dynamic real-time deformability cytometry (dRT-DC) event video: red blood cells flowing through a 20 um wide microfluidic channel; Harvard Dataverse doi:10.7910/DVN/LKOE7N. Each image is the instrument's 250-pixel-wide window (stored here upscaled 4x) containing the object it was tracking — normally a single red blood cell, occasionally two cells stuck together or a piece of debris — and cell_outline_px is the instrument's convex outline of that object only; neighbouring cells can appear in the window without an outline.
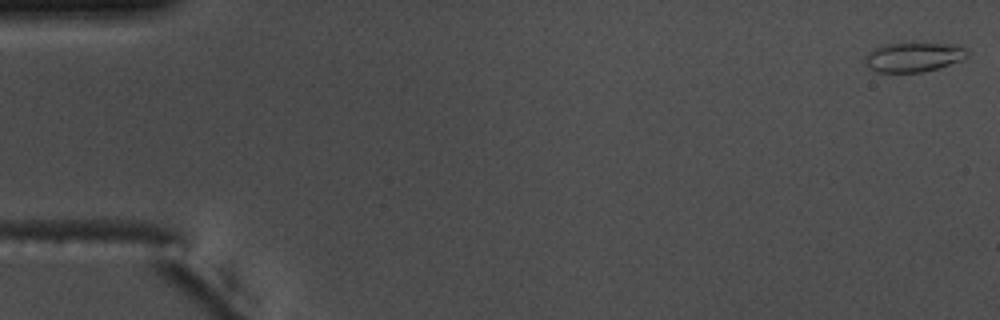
{"species": "common noctule bat (a hibernating species)", "species_latin": "Nyctalus noctula", "temperature_condition": "warm", "stored_images_in_passage": 54, "camera_frame_rate_fps": 3000, "um_per_image_px": 0.085, "animal": {"sex": "male", "body_mass_g": 17.5, "forearm_length_mm": 52.3}, "frame": {"image": 1, "passage_image": 1, "time_ms": 0.0, "image_size_px": [1000, 320], "cell_outline_px": [[968, 56], [964, 60], [940, 68], [920, 72], [876, 72], [868, 68], [864, 64], [864, 56], [872, 48], [884, 44], [912, 40], [924, 40], [960, 44], [968, 48]], "centroid_in_image_um": [77.71, 4.78], "position_along_channel_um": 7.3, "area_um2": 19.19}}
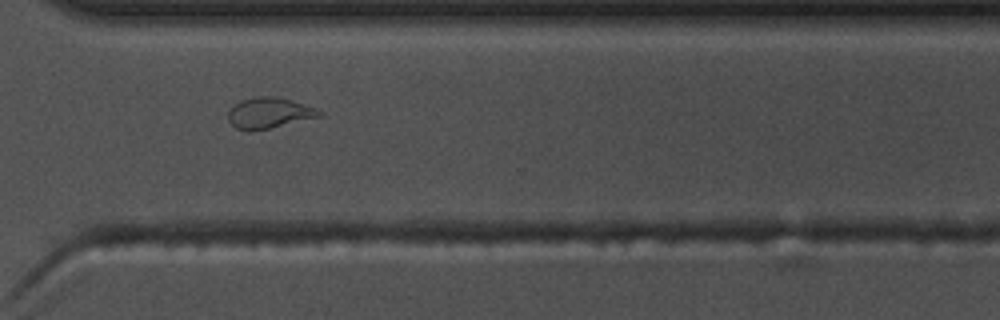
{"frame": {"image": 2, "passage_image": 40, "time_ms": 13.0, "image_size_px": [1000, 320], "cell_outline_px": [[320, 116], [252, 132], [248, 132], [236, 128], [228, 120], [228, 112], [240, 100], [256, 96], [276, 96], [316, 108], [320, 112]], "centroid_in_image_um": [22.81, 9.61], "position_along_channel_um": 347.8, "area_um2": 16.13}}
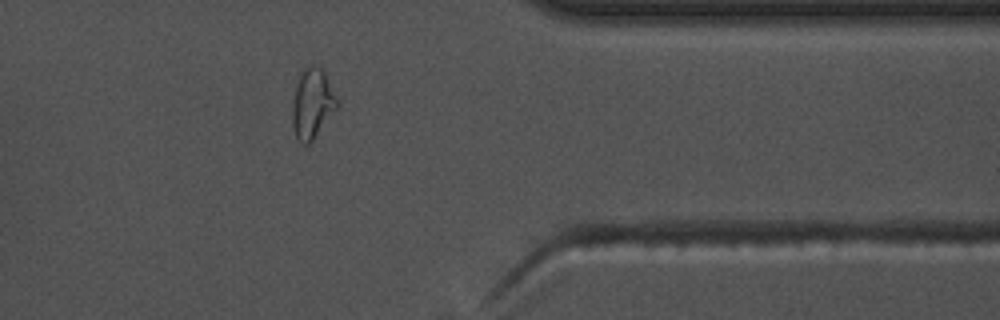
{"frame": {"image": 3, "passage_image": 44, "time_ms": 14.333, "image_size_px": [1000, 320], "cell_outline_px": [[340, 104], [312, 140], [308, 144], [304, 144], [296, 136], [292, 124], [292, 100], [300, 68], [308, 64], [312, 64], [320, 68], [324, 72]], "centroid_in_image_um": [26.52, 8.74], "position_along_channel_um": 384.9, "area_um2": 18.26}, "authors_computed_cell_mechanics": {"area_um2": 16.1262, "velocity_mm_per_s": 3.7748, "shape_relaxation_time_tau1_ms": 6.3111, "shape_relaxation_time_tau2_ms": 1.0823, "deformation_change_tau1": 0.2174, "deformation_change_tau2": 0.096}}